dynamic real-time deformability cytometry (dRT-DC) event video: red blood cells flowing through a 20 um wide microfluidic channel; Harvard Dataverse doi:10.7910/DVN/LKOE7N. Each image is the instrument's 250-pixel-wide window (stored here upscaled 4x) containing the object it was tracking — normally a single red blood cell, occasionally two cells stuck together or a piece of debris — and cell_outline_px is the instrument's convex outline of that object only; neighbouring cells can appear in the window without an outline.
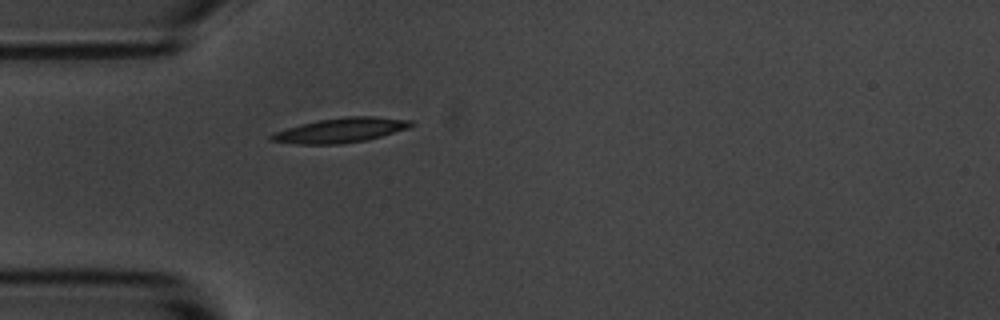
{"species": "common noctule bat (a hibernating species)", "species_latin": "Nyctalus noctula", "temperature_condition": "room temperature", "stored_images_in_passage": 40, "camera_frame_rate_fps": 3000, "um_per_image_px": 0.085, "animal": {"sex": "male", "body_mass_g": 20.1, "forearm_length_mm": 53.5}, "frame": {"image": 1, "passage_image": 1, "time_ms": 0.0, "image_size_px": [1000, 320], "cell_outline_px": [[416, 124], [408, 128], [380, 136], [364, 140], [340, 144], [296, 144], [268, 140], [268, 136], [272, 132], [316, 120], [344, 116], [376, 116], [412, 120]], "centroid_in_image_um": [28.92, 11.06], "position_along_channel_um": 56.1, "area_um2": 20.23}}
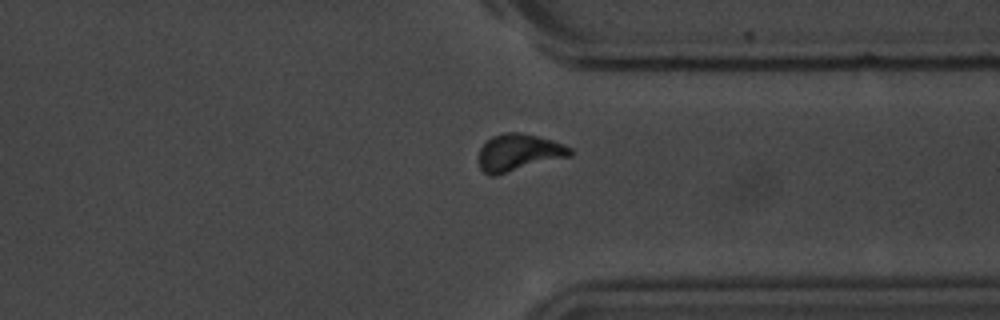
{"frame": {"image": 2, "passage_image": 27, "time_ms": 8.667, "image_size_px": [1000, 320], "cell_outline_px": [[572, 156], [496, 176], [488, 176], [480, 168], [476, 160], [480, 148], [492, 136], [504, 132], [516, 132], [536, 136], [552, 140], [564, 144], [572, 148]], "centroid_in_image_um": [44.07, 12.99], "position_along_channel_um": 367.3, "area_um2": 20.11}}
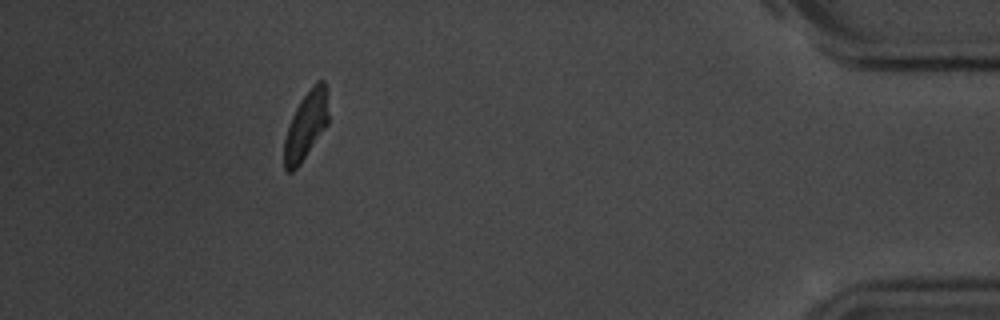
{"frame": {"image": 3, "passage_image": 35, "time_ms": 11.333, "image_size_px": [1000, 320], "cell_outline_px": [[328, 124], [300, 164], [292, 172], [288, 172], [284, 168], [284, 140], [292, 116], [300, 100], [312, 84], [316, 80], [324, 80], [328, 88]], "centroid_in_image_um": [26.04, 10.61], "position_along_channel_um": 409.2, "area_um2": 17.69}, "authors_computed_cell_mechanics": {"area_um2": 19.1029, "velocity_mm_per_s": 3.6468, "shape_relaxation_time_tau1_ms": 3.8747, "shape_relaxation_time_tau2_ms": 10.8026, "deformation_change_tau1": 0.1348, "deformation_change_tau2": 0.165}}